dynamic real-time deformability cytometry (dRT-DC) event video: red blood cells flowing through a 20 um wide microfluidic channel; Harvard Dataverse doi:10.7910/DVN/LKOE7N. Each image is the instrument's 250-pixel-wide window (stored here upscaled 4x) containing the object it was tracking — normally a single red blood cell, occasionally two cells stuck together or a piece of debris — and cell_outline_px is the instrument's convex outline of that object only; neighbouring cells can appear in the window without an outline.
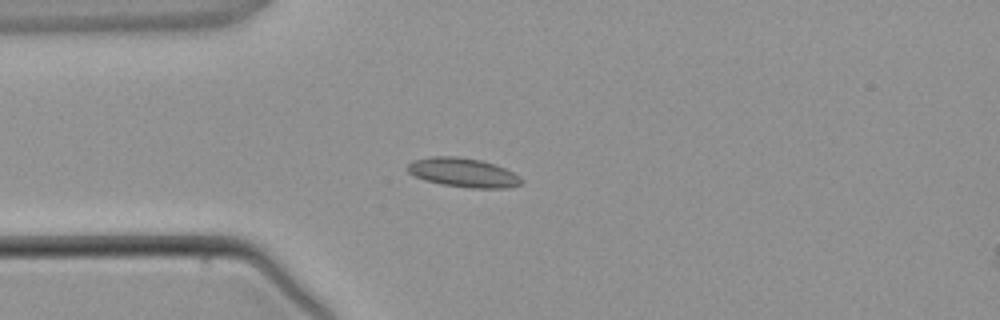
{"species": "common noctule bat (a hibernating species)", "species_latin": "Nyctalus noctula", "temperature_condition": "warm", "stored_images_in_passage": 3, "camera_frame_rate_fps": 3000, "um_per_image_px": 0.085, "animal": {"sex": "male", "body_mass_g": 21.5, "forearm_length_mm": 52.0}, "frame": {"image": 1, "passage_image": 3, "time_ms": 2.333, "image_size_px": [1000, 320], "cell_outline_px": [[524, 184], [504, 188], [468, 188], [440, 184], [424, 180], [412, 176], [408, 172], [408, 164], [412, 160], [432, 156], [456, 156], [480, 160], [496, 164], [520, 176], [524, 180]], "centroid_in_image_um": [39.37, 14.67], "position_along_channel_um": 45.6, "area_um2": 19.59}}